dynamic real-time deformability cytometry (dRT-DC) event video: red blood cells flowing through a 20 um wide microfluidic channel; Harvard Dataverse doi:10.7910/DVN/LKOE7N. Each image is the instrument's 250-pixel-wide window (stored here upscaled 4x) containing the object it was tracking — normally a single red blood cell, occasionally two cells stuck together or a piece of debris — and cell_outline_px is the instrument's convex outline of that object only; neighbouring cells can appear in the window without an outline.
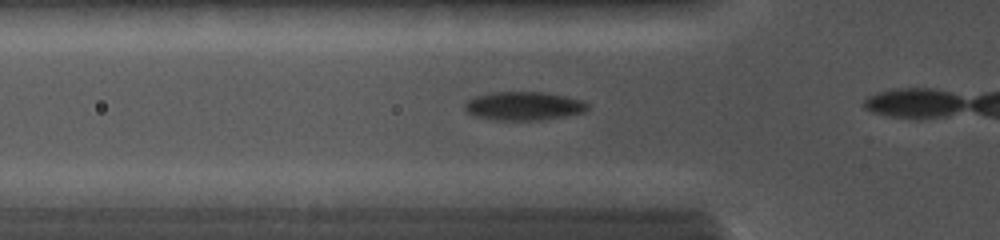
{"species": "common noctule bat (a hibernating species)", "species_latin": "Nyctalus noctula", "temperature_condition": "cold", "stored_images_in_passage": 8, "camera_frame_rate_fps": 5000, "um_per_image_px": 0.085, "animal": {"sex": "female", "body_mass_g": 19.0, "forearm_length_mm": 56.7}, "frame": {"image": 1, "passage_image": 5, "time_ms": 1.6, "image_size_px": [1000, 240], "cell_outline_px": [[588, 108], [584, 112], [564, 116], [540, 120], [496, 120], [476, 116], [468, 112], [464, 108], [464, 104], [468, 100], [476, 96], [492, 92], [544, 92], [568, 96], [584, 100], [588, 104]], "centroid_in_image_um": [44.55, 9.0], "position_along_channel_um": 81.3, "area_um2": 20.46}}
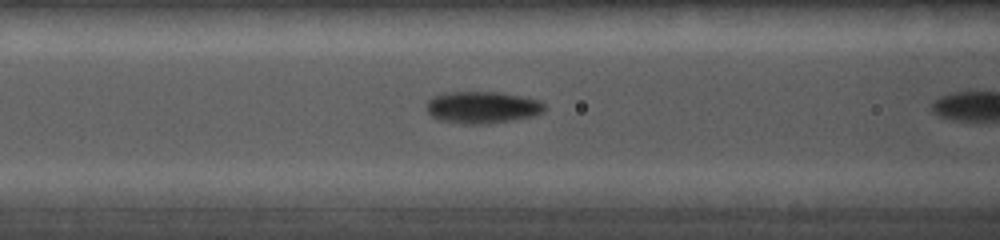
{"frame": {"image": 2, "passage_image": 7, "time_ms": 2.6, "image_size_px": [1000, 240], "cell_outline_px": [[544, 112], [532, 116], [512, 120], [484, 124], [460, 124], [440, 120], [432, 116], [428, 112], [428, 100], [432, 96], [448, 92], [500, 92], [540, 100], [544, 104]], "centroid_in_image_um": [40.99, 9.12], "position_along_channel_um": 125.6, "area_um2": 21.91}}